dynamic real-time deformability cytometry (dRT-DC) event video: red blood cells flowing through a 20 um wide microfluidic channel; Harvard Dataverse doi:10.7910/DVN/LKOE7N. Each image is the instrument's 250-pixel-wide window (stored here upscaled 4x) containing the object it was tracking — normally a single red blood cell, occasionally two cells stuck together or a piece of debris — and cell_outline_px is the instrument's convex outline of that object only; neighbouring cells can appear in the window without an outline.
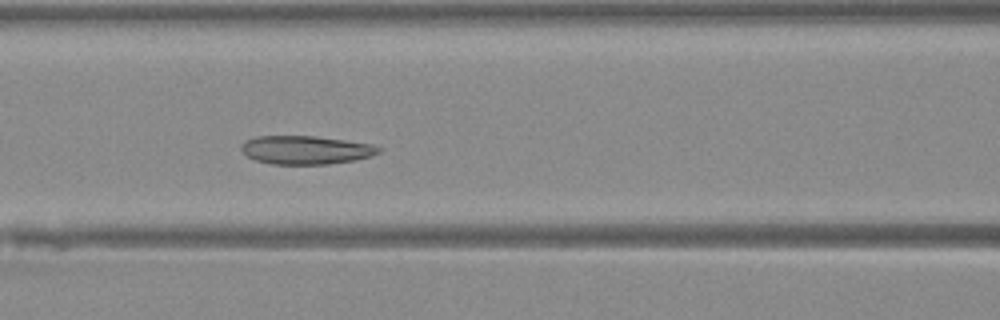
{"species": "Egyptian fruit bat (a non-hibernating species)", "species_latin": "Rousettus aegyptiacus", "temperature_condition": "warm", "stored_images_in_passage": 48, "camera_frame_rate_fps": 3000, "um_per_image_px": 0.085, "animal": {"sex": "female"}, "frame": {"image": 1, "passage_image": 21, "time_ms": 6.667, "image_size_px": [1000, 320], "cell_outline_px": [[380, 152], [356, 160], [328, 164], [272, 164], [256, 160], [248, 156], [240, 148], [240, 144], [244, 140], [256, 136], [316, 136], [372, 144], [380, 148]], "centroid_in_image_um": [25.95, 12.74], "position_along_channel_um": 140.6, "area_um2": 22.72}}
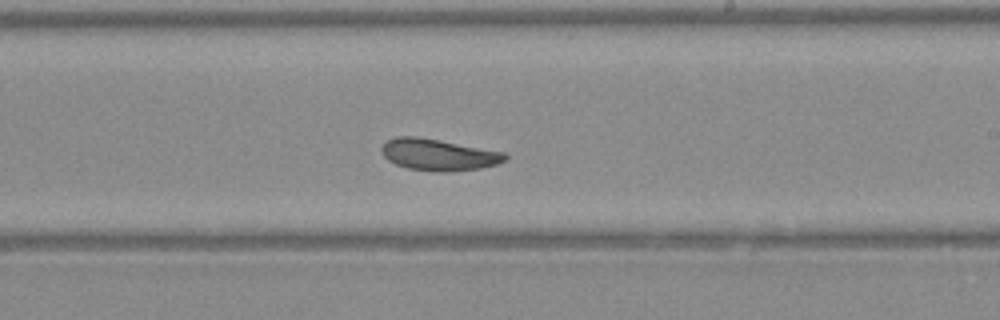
{"frame": {"image": 2, "passage_image": 29, "time_ms": 9.333, "image_size_px": [1000, 320], "cell_outline_px": [[508, 156], [504, 160], [496, 164], [480, 168], [448, 172], [436, 172], [408, 168], [396, 164], [388, 160], [384, 156], [380, 148], [388, 140], [396, 136], [416, 136], [440, 140], [504, 152]], "centroid_in_image_um": [37.25, 13.15], "position_along_channel_um": 251.8, "area_um2": 22.6}}
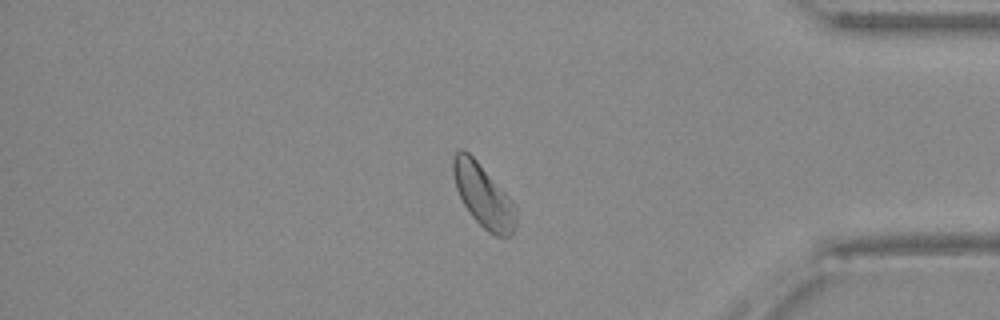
{"frame": {"image": 3, "passage_image": 41, "time_ms": 13.333, "image_size_px": [1000, 320], "cell_outline_px": [[516, 228], [508, 236], [496, 236], [488, 232], [472, 216], [464, 204], [456, 188], [452, 172], [452, 160], [456, 152], [460, 148], [464, 148], [476, 160], [516, 204]], "centroid_in_image_um": [41.08, 16.62], "position_along_channel_um": 394.1, "area_um2": 22.89}}